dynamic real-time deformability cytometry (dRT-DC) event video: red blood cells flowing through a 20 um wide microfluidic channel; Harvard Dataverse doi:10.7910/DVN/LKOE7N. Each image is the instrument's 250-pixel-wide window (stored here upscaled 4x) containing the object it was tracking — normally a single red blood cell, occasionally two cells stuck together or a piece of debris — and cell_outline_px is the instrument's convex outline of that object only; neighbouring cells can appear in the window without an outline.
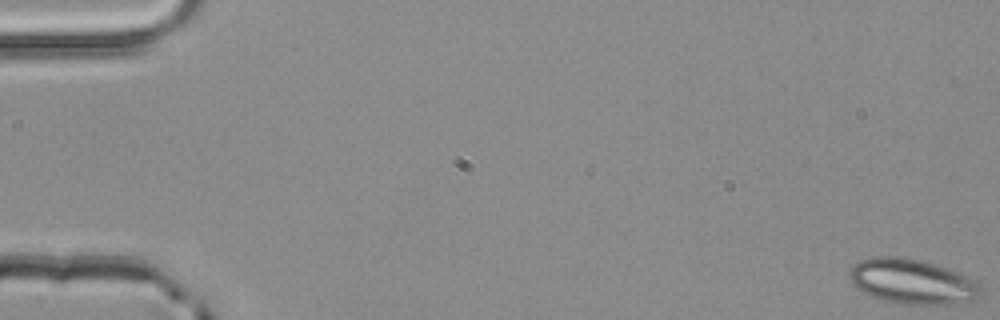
{"species": "common noctule bat (a hibernating species)", "species_latin": "Nyctalus noctula", "temperature_condition": "room temperature", "stored_images_in_passage": 4, "camera_frame_rate_fps": 3000, "um_per_image_px": 0.085, "animal": {"sex": "male", "body_mass_g": 20.4}, "frame": {"image": 1, "passage_image": 1, "time_ms": 0.0, "image_size_px": [1000, 320], "cell_outline_px": [[980, 292], [976, 300], [952, 304], [900, 304], [884, 300], [872, 296], [864, 292], [852, 284], [848, 276], [852, 268], [860, 260], [872, 256], [900, 256], [920, 260], [948, 268], [980, 280]], "centroid_in_image_um": [77.58, 23.92], "position_along_channel_um": 7.4, "area_um2": 34.62}}